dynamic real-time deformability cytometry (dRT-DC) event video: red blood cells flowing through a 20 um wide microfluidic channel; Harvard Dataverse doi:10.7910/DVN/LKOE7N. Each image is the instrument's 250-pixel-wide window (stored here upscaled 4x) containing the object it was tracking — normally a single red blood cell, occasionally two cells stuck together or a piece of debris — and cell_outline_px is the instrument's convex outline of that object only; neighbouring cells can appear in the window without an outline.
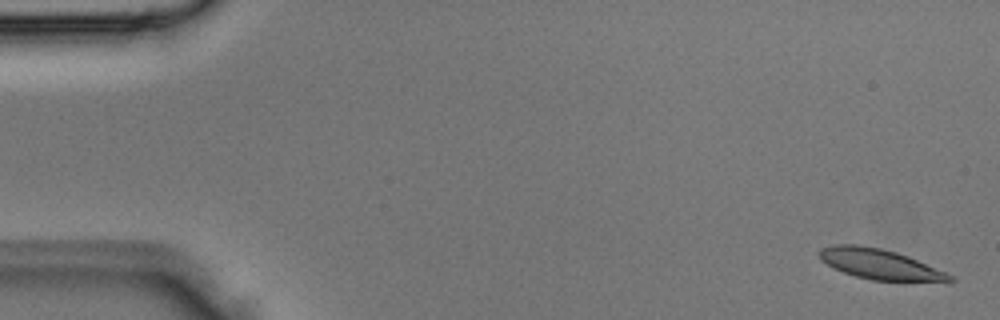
{"species": "Egyptian fruit bat (a non-hibernating species)", "species_latin": "Rousettus aegyptiacus", "temperature_condition": "room temperature", "stored_images_in_passage": 3, "camera_frame_rate_fps": 3000, "um_per_image_px": 0.085, "animal": {"sex": "male"}, "frame": {"image": 1, "passage_image": 1, "time_ms": 0.0, "image_size_px": [1000, 320], "cell_outline_px": [[956, 280], [952, 284], [872, 280], [856, 276], [844, 272], [820, 260], [820, 248], [832, 244], [856, 244], [880, 248], [896, 252], [908, 256], [944, 272], [952, 276]], "centroid_in_image_um": [74.89, 22.49], "position_along_channel_um": 10.1, "area_um2": 23.41}}